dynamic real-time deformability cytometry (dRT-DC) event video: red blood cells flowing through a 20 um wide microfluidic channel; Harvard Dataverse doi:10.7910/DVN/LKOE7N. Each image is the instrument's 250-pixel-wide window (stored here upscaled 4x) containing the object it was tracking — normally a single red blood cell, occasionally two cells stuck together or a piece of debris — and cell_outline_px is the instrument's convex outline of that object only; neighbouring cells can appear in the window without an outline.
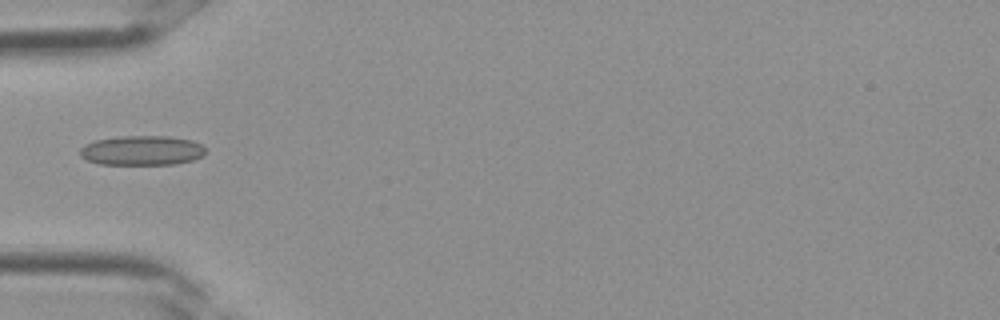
{"species": "Egyptian fruit bat (a non-hibernating species)", "species_latin": "Rousettus aegyptiacus", "temperature_condition": "room temperature", "stored_images_in_passage": 2, "camera_frame_rate_fps": 3000, "um_per_image_px": 0.085, "frame": {"image": 1, "passage_image": 2, "time_ms": 0.333, "image_size_px": [1000, 320], "cell_outline_px": [[204, 156], [192, 160], [176, 164], [100, 164], [88, 160], [80, 156], [80, 148], [84, 144], [96, 140], [120, 136], [168, 136], [192, 140], [200, 144], [204, 148]], "centroid_in_image_um": [12.06, 12.78], "position_along_channel_um": 72.9, "area_um2": 21.68}}